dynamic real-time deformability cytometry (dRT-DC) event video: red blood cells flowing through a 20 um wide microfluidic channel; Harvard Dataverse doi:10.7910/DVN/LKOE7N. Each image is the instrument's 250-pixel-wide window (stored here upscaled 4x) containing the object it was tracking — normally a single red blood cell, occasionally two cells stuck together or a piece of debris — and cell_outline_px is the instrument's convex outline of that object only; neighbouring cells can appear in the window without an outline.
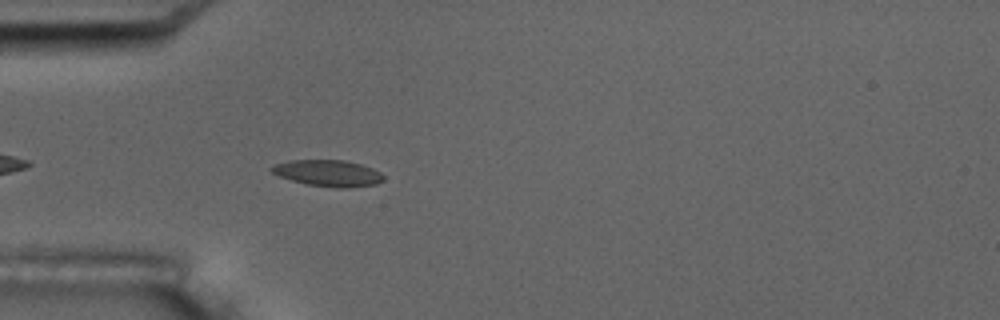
{"species": "common noctule bat (a hibernating species)", "species_latin": "Nyctalus noctula", "temperature_condition": "room temperature", "stored_images_in_passage": 5, "camera_frame_rate_fps": 3000, "um_per_image_px": 0.085, "animal": {"sex": "male", "body_mass_g": 17.5, "forearm_length_mm": 52.3}, "frame": {"image": 1, "passage_image": 5, "time_ms": 4.333, "image_size_px": [1000, 320], "cell_outline_px": [[384, 180], [376, 184], [348, 188], [336, 188], [308, 184], [292, 180], [280, 176], [272, 172], [268, 168], [272, 164], [288, 160], [344, 160], [360, 164], [372, 168], [380, 172], [384, 176]], "centroid_in_image_um": [27.87, 14.71], "position_along_channel_um": 57.1, "area_um2": 17.28}}